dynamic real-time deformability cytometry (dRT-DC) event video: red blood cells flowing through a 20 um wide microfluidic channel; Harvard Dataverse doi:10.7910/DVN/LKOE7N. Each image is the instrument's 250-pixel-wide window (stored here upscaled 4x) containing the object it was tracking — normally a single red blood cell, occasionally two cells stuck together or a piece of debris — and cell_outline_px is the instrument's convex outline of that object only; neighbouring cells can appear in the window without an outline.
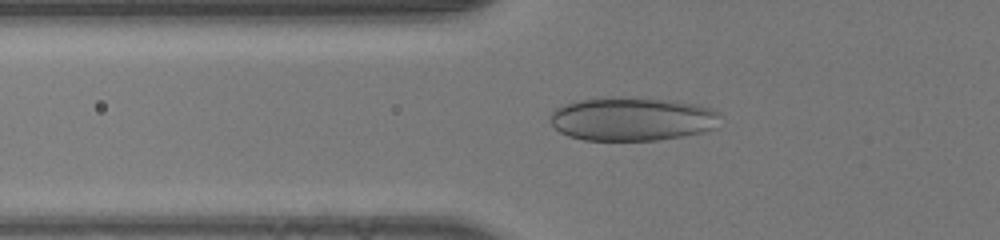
{"species": "human", "species_latin": "Homo sapiens", "temperature_condition": "room temperature", "stored_images_in_passage": 35, "camera_frame_rate_fps": 3000, "um_per_image_px": 0.085, "donor": {"sex": "male"}, "frame": {"image": 1, "passage_image": 6, "time_ms": 1.667, "image_size_px": [1000, 240], "cell_outline_px": [[720, 116], [716, 128], [704, 132], [656, 140], [584, 140], [568, 136], [560, 132], [548, 120], [548, 116], [552, 108], [564, 104], [580, 100], [600, 96], [612, 96], [672, 100], [700, 104], [712, 108], [720, 112]], "centroid_in_image_um": [53.71, 10.09], "position_along_channel_um": 72.1, "area_um2": 44.04}}
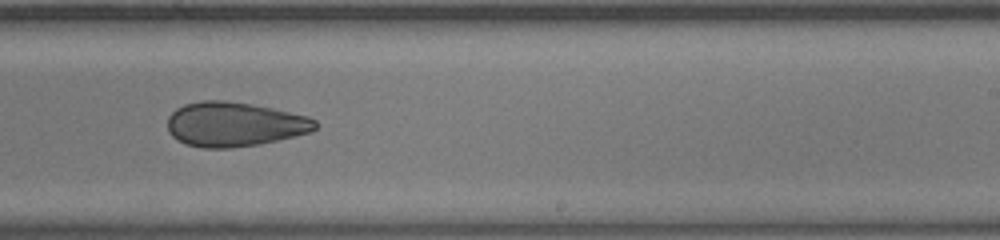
{"frame": {"image": 2, "passage_image": 20, "time_ms": 6.333, "image_size_px": [1000, 240], "cell_outline_px": [[320, 124], [312, 132], [260, 144], [228, 148], [200, 148], [184, 144], [176, 140], [168, 132], [168, 116], [176, 108], [184, 104], [200, 100], [224, 100], [252, 104], [272, 108], [308, 116], [316, 120]], "centroid_in_image_um": [19.91, 10.56], "position_along_channel_um": 269.1, "area_um2": 38.73}}
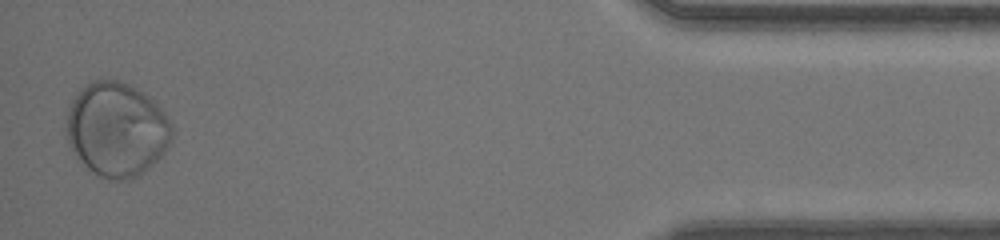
{"frame": {"image": 3, "passage_image": 35, "time_ms": 11.333, "image_size_px": [1000, 240], "cell_outline_px": [[172, 140], [168, 148], [148, 168], [136, 176], [128, 180], [112, 180], [100, 176], [92, 172], [72, 152], [68, 140], [68, 108], [72, 100], [80, 88], [92, 80], [120, 80], [136, 88], [148, 96], [164, 112], [172, 124]], "centroid_in_image_um": [9.93, 11.0], "position_along_channel_um": 425.3, "area_um2": 57.68}}